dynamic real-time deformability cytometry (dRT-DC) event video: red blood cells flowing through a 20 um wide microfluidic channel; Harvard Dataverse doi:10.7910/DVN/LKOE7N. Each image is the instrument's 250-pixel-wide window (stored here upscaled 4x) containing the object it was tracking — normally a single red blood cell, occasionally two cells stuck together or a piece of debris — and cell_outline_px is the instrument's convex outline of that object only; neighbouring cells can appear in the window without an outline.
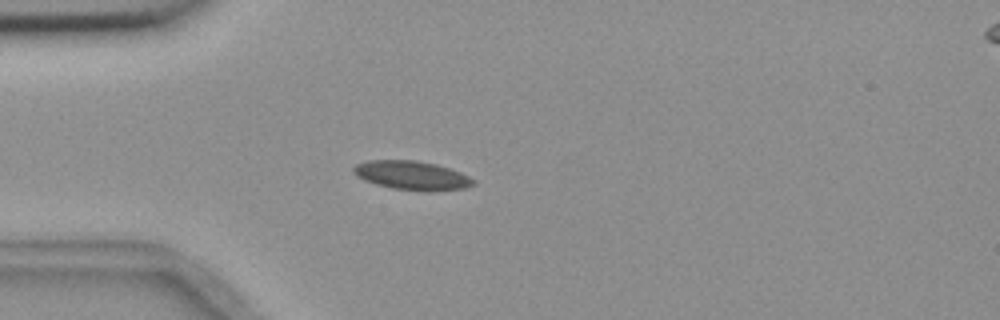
{"species": "common noctule bat (a hibernating species)", "species_latin": "Nyctalus noctula", "temperature_condition": "room temperature", "stored_images_in_passage": 1, "camera_frame_rate_fps": 3000, "um_per_image_px": 0.085, "animal": {"sex": "female", "body_mass_g": 18.4}, "frame": {"image": 1, "passage_image": 1, "time_ms": 0.0, "image_size_px": [1000, 320], "cell_outline_px": [[476, 184], [464, 188], [432, 192], [428, 192], [392, 188], [376, 184], [364, 180], [356, 176], [352, 172], [352, 168], [356, 164], [368, 160], [416, 160], [436, 164], [460, 172], [468, 176]], "centroid_in_image_um": [34.98, 14.91], "position_along_channel_um": 50.0, "area_um2": 20.29}}